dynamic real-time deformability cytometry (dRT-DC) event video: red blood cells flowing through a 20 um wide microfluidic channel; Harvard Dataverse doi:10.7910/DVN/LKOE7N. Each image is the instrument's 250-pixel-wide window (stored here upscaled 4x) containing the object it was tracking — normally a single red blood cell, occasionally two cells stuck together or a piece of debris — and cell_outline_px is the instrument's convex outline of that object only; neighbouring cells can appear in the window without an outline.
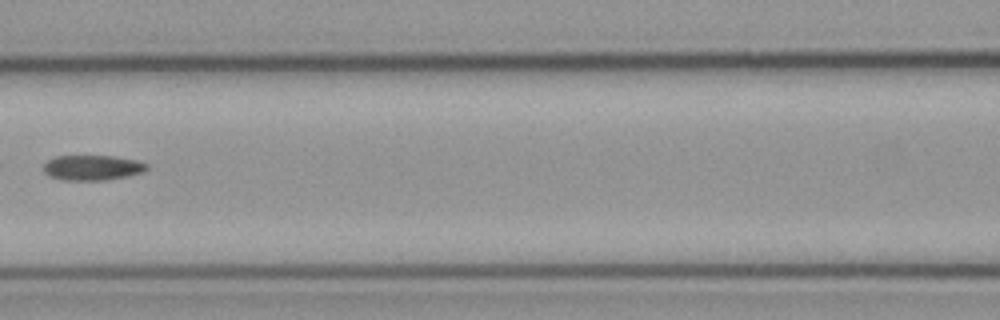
{"species": "common noctule bat (a hibernating species)", "species_latin": "Nyctalus noctula", "temperature_condition": "cold", "stored_images_in_passage": 4, "camera_frame_rate_fps": 3000, "um_per_image_px": 0.085, "animal": {"sex": "male", "body_mass_g": 23.1, "forearm_length_mm": 52.7}, "frame": {"image": 1, "passage_image": 4, "time_ms": 1.0, "image_size_px": [1000, 320], "cell_outline_px": [[148, 168], [144, 172], [128, 176], [104, 180], [64, 180], [48, 176], [44, 172], [44, 164], [48, 160], [56, 156], [112, 156], [136, 160], [148, 164]], "centroid_in_image_um": [7.86, 14.25], "position_along_channel_um": 158.7, "area_um2": 15.14}}